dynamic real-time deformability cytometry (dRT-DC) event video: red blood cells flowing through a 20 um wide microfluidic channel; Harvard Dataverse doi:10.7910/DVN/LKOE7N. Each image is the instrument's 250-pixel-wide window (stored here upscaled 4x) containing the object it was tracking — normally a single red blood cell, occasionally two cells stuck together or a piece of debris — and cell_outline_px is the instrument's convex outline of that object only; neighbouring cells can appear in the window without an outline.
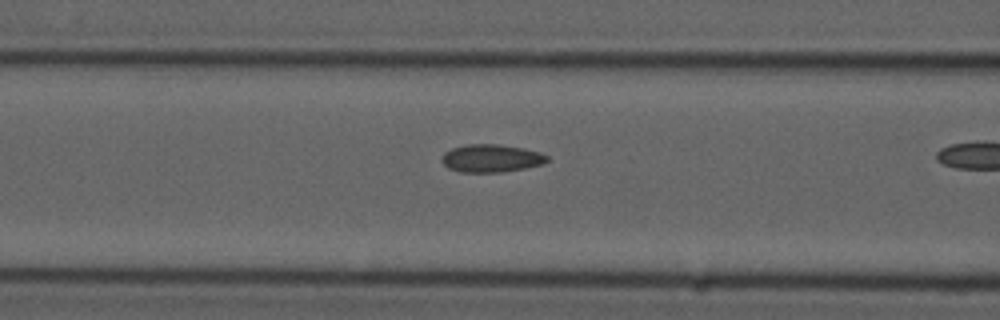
{"species": "common noctule bat (a hibernating species)", "species_latin": "Nyctalus noctula", "temperature_condition": "cold", "stored_images_in_passage": 13, "camera_frame_rate_fps": 3000, "um_per_image_px": 0.085, "animal": {"sex": "male", "forearm_length_mm": 52.5}, "frame": {"image": 1, "passage_image": 6, "time_ms": 1.667, "image_size_px": [1000, 320], "cell_outline_px": [[548, 160], [544, 164], [504, 172], [460, 172], [448, 168], [440, 160], [444, 152], [452, 148], [468, 144], [496, 144], [524, 148], [540, 152], [548, 156]], "centroid_in_image_um": [41.75, 13.45], "position_along_channel_um": 124.8, "area_um2": 17.17}}
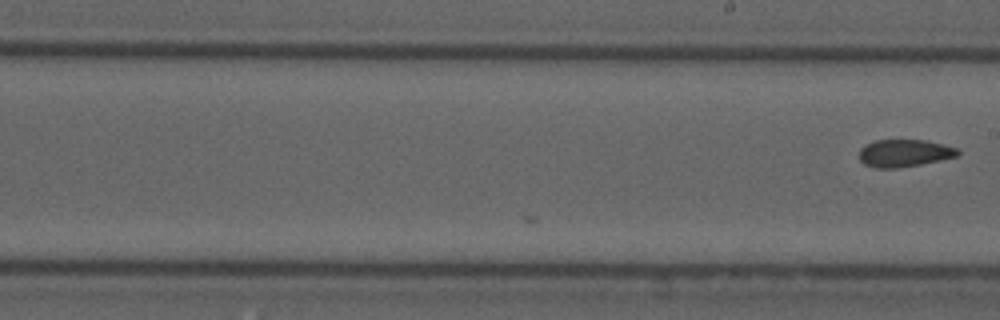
{"frame": {"image": 2, "passage_image": 13, "time_ms": 4.0, "image_size_px": [1000, 320], "cell_outline_px": [[960, 152], [956, 156], [920, 164], [896, 168], [872, 168], [864, 164], [860, 160], [860, 148], [864, 144], [876, 140], [924, 140], [956, 148]], "centroid_in_image_um": [76.79, 13.02], "position_along_channel_um": 212.2, "area_um2": 15.55}}